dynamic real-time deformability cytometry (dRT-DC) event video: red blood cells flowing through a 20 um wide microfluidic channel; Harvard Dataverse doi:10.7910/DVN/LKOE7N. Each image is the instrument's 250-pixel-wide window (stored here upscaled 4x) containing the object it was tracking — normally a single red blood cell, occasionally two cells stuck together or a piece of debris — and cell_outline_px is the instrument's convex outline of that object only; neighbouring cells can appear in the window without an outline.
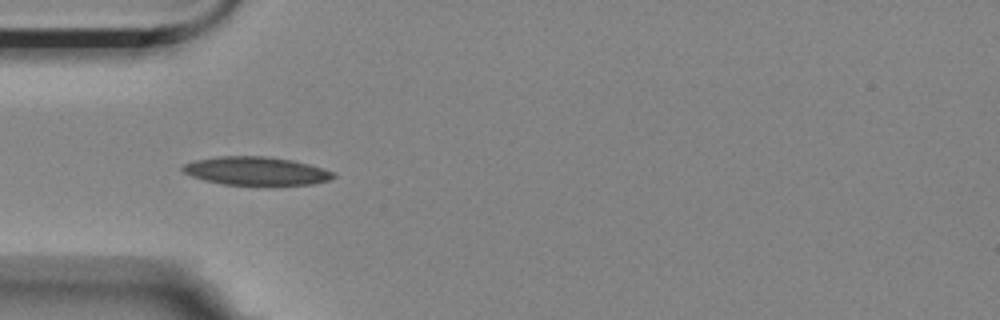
{"species": "Egyptian fruit bat (a non-hibernating species)", "species_latin": "Rousettus aegyptiacus", "temperature_condition": "room temperature", "stored_images_in_passage": 17, "camera_frame_rate_fps": 3000, "um_per_image_px": 0.085, "animal": {"sex": "female"}, "frame": {"image": 1, "passage_image": 3, "time_ms": 0.667, "image_size_px": [1000, 320], "cell_outline_px": [[336, 176], [328, 180], [312, 184], [224, 184], [204, 180], [192, 176], [184, 172], [180, 168], [184, 164], [196, 160], [220, 156], [264, 156], [292, 160], [308, 164], [336, 172]], "centroid_in_image_um": [21.77, 14.52], "position_along_channel_um": 63.2, "area_um2": 24.51}}
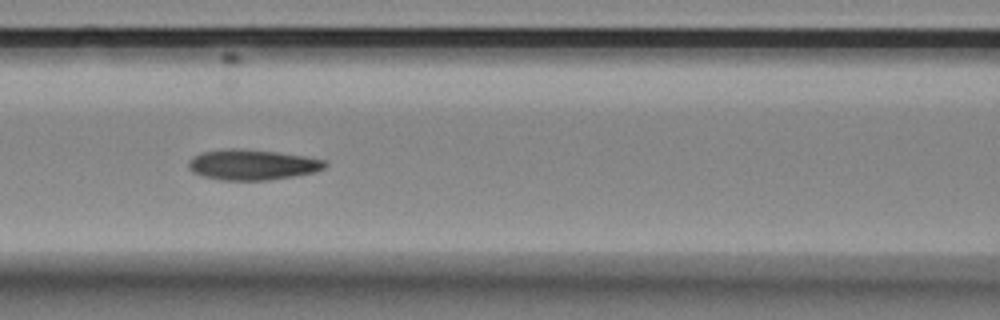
{"frame": {"image": 2, "passage_image": 10, "time_ms": 3.0, "image_size_px": [1000, 320], "cell_outline_px": [[328, 164], [324, 168], [312, 172], [292, 176], [268, 180], [224, 180], [200, 176], [192, 172], [188, 168], [188, 160], [192, 156], [204, 152], [228, 148], [232, 148], [276, 152], [304, 156], [324, 160]], "centroid_in_image_um": [21.38, 14.0], "position_along_channel_um": 145.2, "area_um2": 24.04}}
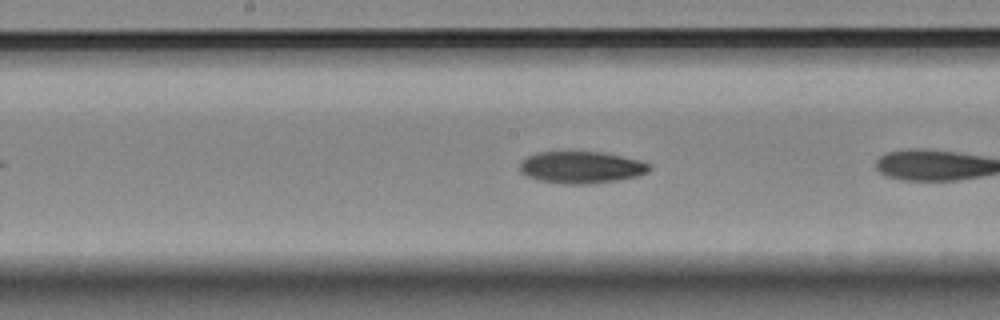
{"frame": {"image": 3, "passage_image": 12, "time_ms": 3.667, "image_size_px": [1000, 320], "cell_outline_px": [[652, 168], [648, 172], [636, 176], [616, 180], [584, 184], [564, 184], [540, 180], [528, 176], [520, 172], [520, 160], [536, 152], [604, 152], [640, 160], [652, 164]], "centroid_in_image_um": [49.42, 14.21], "position_along_channel_um": 198.8, "area_um2": 24.1}}